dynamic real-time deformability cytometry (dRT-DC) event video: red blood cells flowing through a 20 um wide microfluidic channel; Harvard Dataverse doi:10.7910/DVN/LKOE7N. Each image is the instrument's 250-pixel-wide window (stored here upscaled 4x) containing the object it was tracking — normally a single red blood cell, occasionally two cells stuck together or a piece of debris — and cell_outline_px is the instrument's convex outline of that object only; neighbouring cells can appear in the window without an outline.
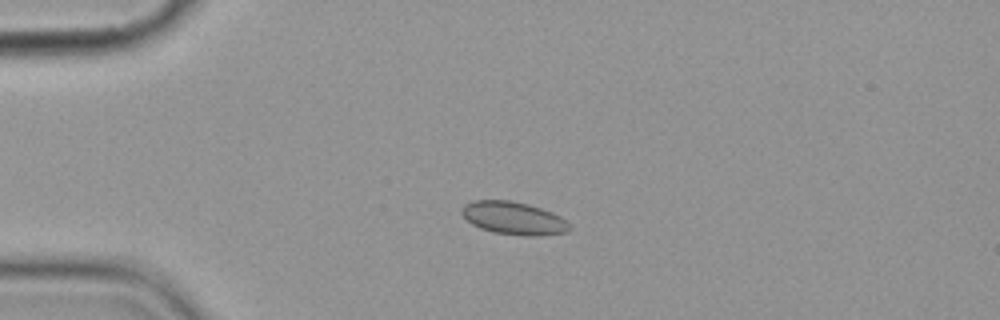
{"species": "common noctule bat (a hibernating species)", "species_latin": "Nyctalus noctula", "temperature_condition": "cold", "stored_images_in_passage": 5, "camera_frame_rate_fps": 3000, "um_per_image_px": 0.085, "animal": {"sex": "female", "body_mass_g": 19.9}, "frame": {"image": 1, "passage_image": 4, "time_ms": 3.667, "image_size_px": [1000, 320], "cell_outline_px": [[572, 228], [568, 232], [540, 236], [524, 236], [492, 232], [480, 228], [472, 224], [460, 212], [460, 208], [464, 204], [472, 200], [508, 200], [528, 204], [552, 212], [560, 216]], "centroid_in_image_um": [43.64, 18.55], "position_along_channel_um": 41.4, "area_um2": 20.75}}